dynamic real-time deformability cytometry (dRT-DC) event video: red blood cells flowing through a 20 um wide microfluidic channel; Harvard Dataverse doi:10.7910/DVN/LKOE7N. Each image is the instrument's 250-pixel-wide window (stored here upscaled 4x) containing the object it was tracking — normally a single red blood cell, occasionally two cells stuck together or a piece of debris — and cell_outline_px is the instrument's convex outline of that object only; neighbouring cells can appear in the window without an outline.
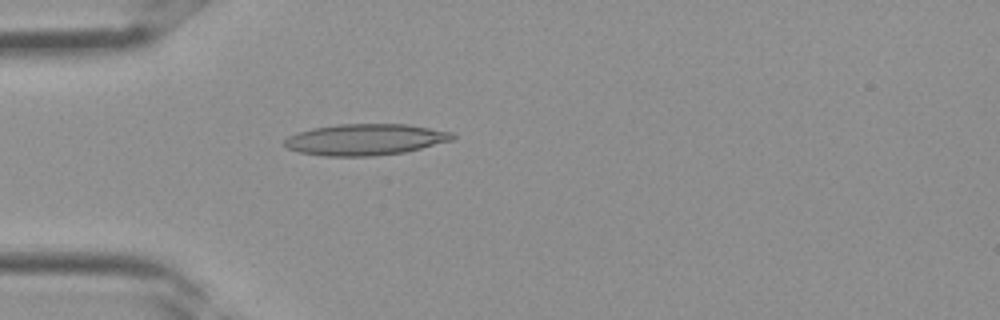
{"species": "Egyptian fruit bat (a non-hibernating species)", "species_latin": "Rousettus aegyptiacus", "temperature_condition": "room temperature", "stored_images_in_passage": 26, "camera_frame_rate_fps": 3000, "um_per_image_px": 0.085, "frame": {"image": 1, "passage_image": 1, "time_ms": 0.0, "image_size_px": [1000, 320], "cell_outline_px": [[456, 136], [452, 140], [404, 152], [372, 156], [324, 156], [300, 152], [288, 148], [284, 144], [284, 140], [288, 136], [312, 128], [336, 124], [408, 124], [452, 132]], "centroid_in_image_um": [31.04, 11.85], "position_along_channel_um": 54.0, "area_um2": 30.46}}
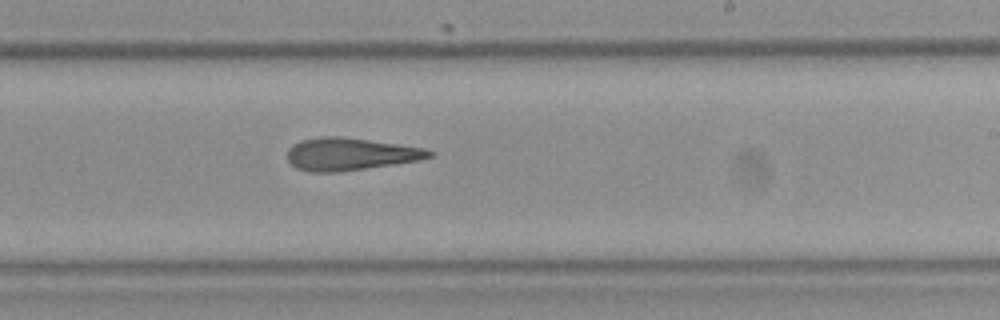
{"frame": {"image": 2, "passage_image": 12, "time_ms": 3.667, "image_size_px": [1000, 320], "cell_outline_px": [[436, 156], [420, 160], [396, 164], [340, 172], [312, 172], [296, 168], [288, 160], [288, 148], [292, 144], [300, 140], [324, 136], [340, 136], [424, 148], [436, 152]], "centroid_in_image_um": [29.79, 13.1], "position_along_channel_um": 259.2, "area_um2": 26.99}}
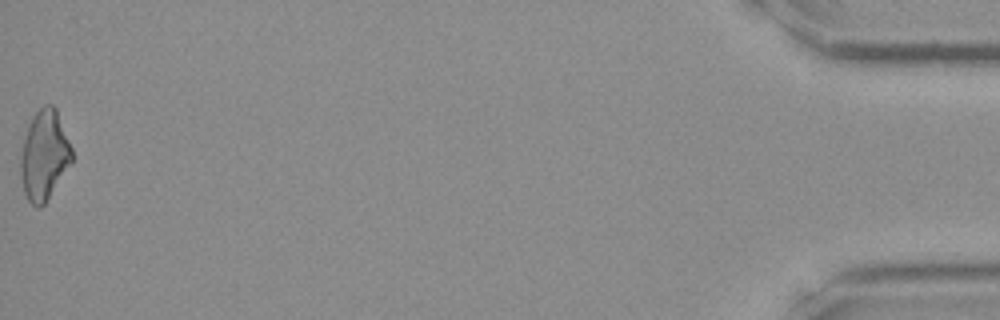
{"frame": {"image": 3, "passage_image": 26, "time_ms": 8.333, "image_size_px": [1000, 320], "cell_outline_px": [[72, 164], [44, 204], [40, 208], [36, 208], [28, 200], [24, 192], [20, 176], [20, 156], [28, 124], [32, 116], [44, 104], [52, 104], [56, 108], [72, 148]], "centroid_in_image_um": [3.76, 13.2], "position_along_channel_um": 431.4, "area_um2": 26.99}}